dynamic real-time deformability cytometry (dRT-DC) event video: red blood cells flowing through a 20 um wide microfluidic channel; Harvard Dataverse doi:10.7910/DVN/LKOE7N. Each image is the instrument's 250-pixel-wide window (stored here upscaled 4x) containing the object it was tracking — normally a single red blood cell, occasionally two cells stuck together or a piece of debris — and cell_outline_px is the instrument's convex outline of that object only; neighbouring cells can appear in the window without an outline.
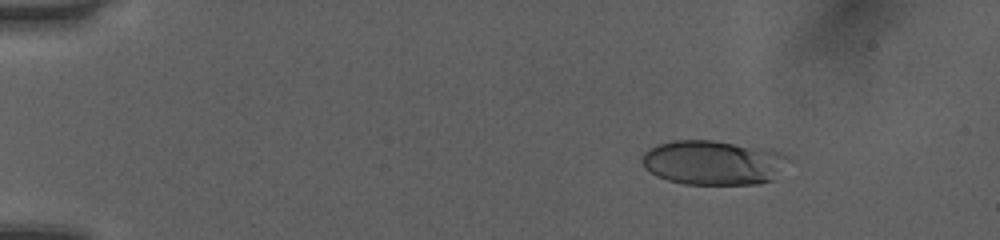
{"species": "human", "species_latin": "Homo sapiens", "temperature_condition": "room temperature", "stored_images_in_passage": 51, "camera_frame_rate_fps": 3000, "um_per_image_px": 0.085, "donor": {"sex": "female"}, "frame": {"image": 1, "passage_image": 8, "time_ms": 2.333, "image_size_px": [1000, 240], "cell_outline_px": [[800, 164], [772, 180], [756, 184], [684, 184], [668, 180], [656, 176], [644, 168], [640, 160], [640, 156], [648, 148], [672, 140], [712, 140], [760, 148], [776, 152], [788, 156], [796, 160]], "centroid_in_image_um": [60.74, 13.84], "position_along_channel_um": 24.3, "area_um2": 39.02}}
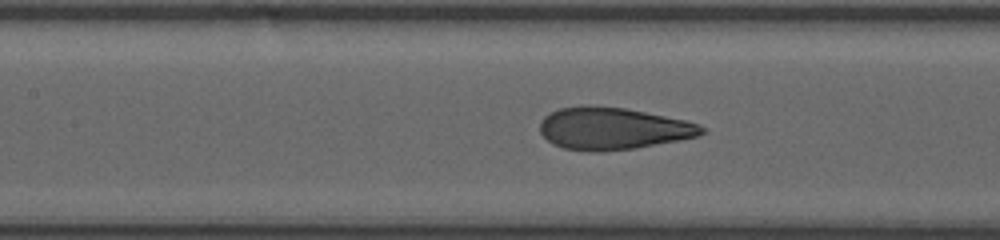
{"frame": {"image": 2, "passage_image": 25, "time_ms": 8.0, "image_size_px": [1000, 240], "cell_outline_px": [[708, 128], [704, 132], [696, 136], [636, 148], [600, 152], [592, 152], [564, 148], [552, 144], [540, 132], [540, 120], [544, 116], [560, 108], [580, 104], [592, 104], [624, 108], [684, 120], [700, 124]], "centroid_in_image_um": [52.05, 10.91], "position_along_channel_um": 155.4, "area_um2": 39.82}}
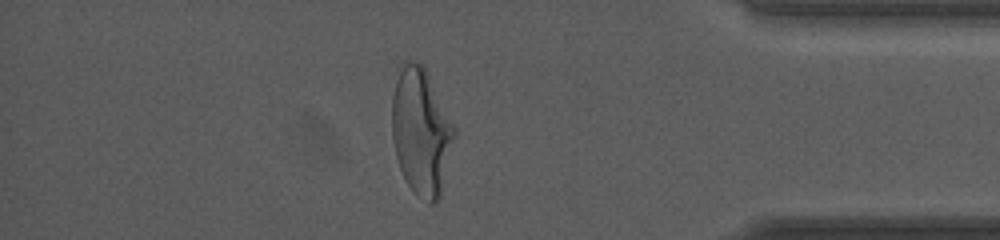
{"frame": {"image": 3, "passage_image": 45, "time_ms": 14.667, "image_size_px": [1000, 240], "cell_outline_px": [[456, 132], [440, 196], [432, 204], [428, 204], [416, 196], [412, 192], [400, 168], [396, 156], [392, 136], [392, 96], [400, 64], [404, 60], [412, 60], [420, 64], [424, 68], [456, 128]], "centroid_in_image_um": [35.78, 11.2], "position_along_channel_um": 399.4, "area_um2": 45.84}, "authors_computed_cell_mechanics": {"area_um2": 39.593, "velocity_mm_per_s": 4.0604, "shape_relaxation_time_tau1_ms": 4.1053, "shape_relaxation_time_tau2_ms": 0.6328, "deformation_change_tau1": 0.2074, "deformation_change_tau2": 0.0709}}